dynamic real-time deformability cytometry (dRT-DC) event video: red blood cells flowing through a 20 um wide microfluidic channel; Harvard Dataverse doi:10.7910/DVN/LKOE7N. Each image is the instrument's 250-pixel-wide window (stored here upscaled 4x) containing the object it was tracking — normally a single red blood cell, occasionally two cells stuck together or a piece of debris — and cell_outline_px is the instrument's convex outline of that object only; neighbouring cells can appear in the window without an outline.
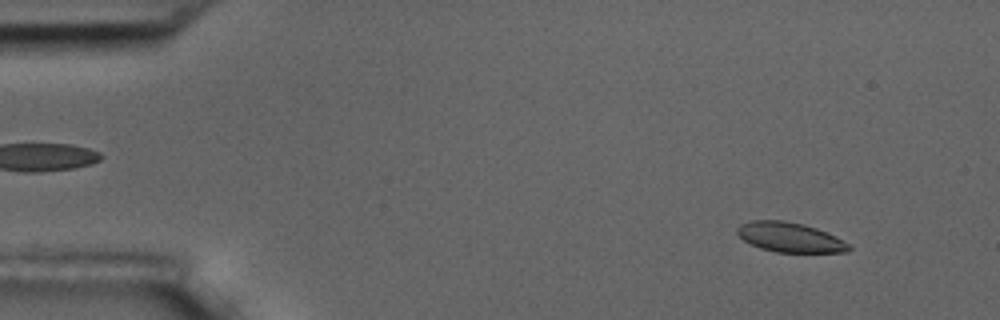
{"species": "common noctule bat (a hibernating species)", "species_latin": "Nyctalus noctula", "temperature_condition": "room temperature", "stored_images_in_passage": 14, "camera_frame_rate_fps": 3000, "um_per_image_px": 0.085, "animal": {"sex": "male", "body_mass_g": 17.5, "forearm_length_mm": 52.3}, "frame": {"image": 1, "passage_image": 1, "time_ms": 0.0, "image_size_px": [1000, 320], "cell_outline_px": [[852, 248], [848, 252], [776, 252], [760, 248], [744, 240], [736, 232], [736, 228], [740, 224], [752, 220], [784, 220], [804, 224], [816, 228], [836, 236], [848, 244]], "centroid_in_image_um": [67.13, 20.16], "position_along_channel_um": 17.9, "area_um2": 19.31}}
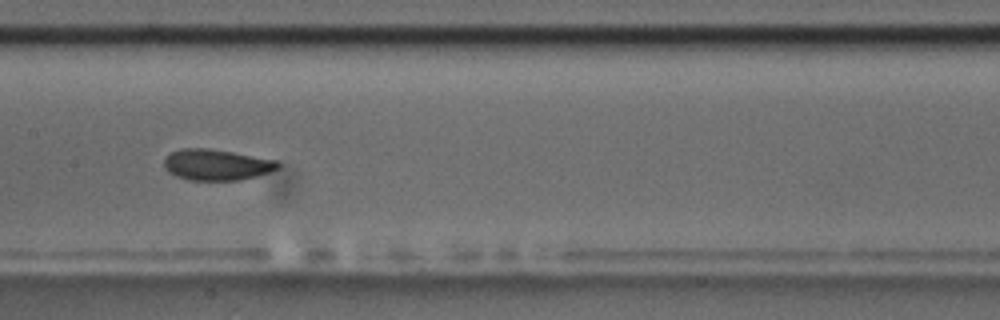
{"frame": {"image": 2, "passage_image": 7, "time_ms": 7.667, "image_size_px": [1000, 320], "cell_outline_px": [[280, 168], [256, 176], [240, 180], [188, 180], [176, 176], [168, 172], [164, 168], [164, 160], [172, 152], [180, 148], [208, 148], [232, 152], [276, 160], [280, 164]], "centroid_in_image_um": [18.39, 14.01], "position_along_channel_um": 189.0, "area_um2": 20.52}}
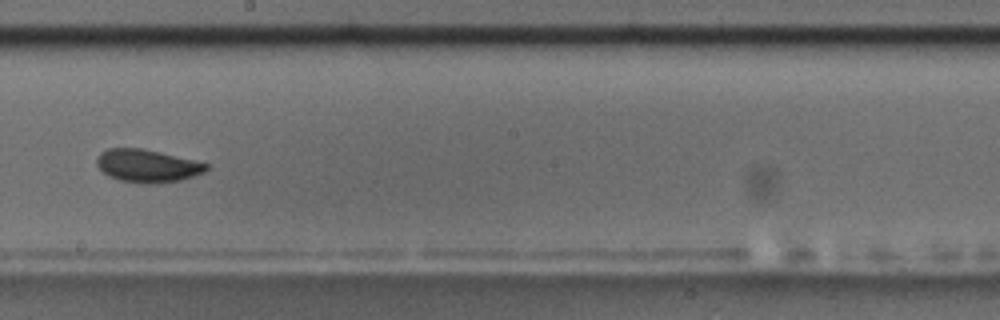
{"frame": {"image": 3, "passage_image": 8, "time_ms": 9.0, "image_size_px": [1000, 320], "cell_outline_px": [[208, 168], [204, 172], [180, 180], [156, 184], [136, 184], [120, 180], [108, 176], [96, 164], [96, 156], [100, 152], [108, 148], [140, 148], [160, 152], [208, 164]], "centroid_in_image_um": [12.47, 14.1], "position_along_channel_um": 235.7, "area_um2": 20.98}, "authors_computed_cell_mechanics": {"area_um2": 20.4323, "velocity_mm_per_s": 3.5172, "shape_relaxation_time_tau1_ms": 3.5727, "shape_relaxation_time_tau2_ms": 1.3539, "deformation_change_tau1": 0.0873, "deformation_change_tau2": 0.0639}}